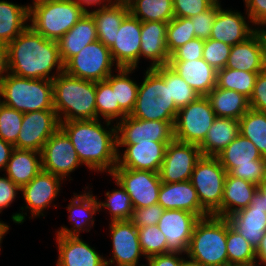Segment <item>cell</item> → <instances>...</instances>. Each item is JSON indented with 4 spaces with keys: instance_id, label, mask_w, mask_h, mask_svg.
Masks as SVG:
<instances>
[{
    "instance_id": "8c879c8a",
    "label": "cell",
    "mask_w": 266,
    "mask_h": 266,
    "mask_svg": "<svg viewBox=\"0 0 266 266\" xmlns=\"http://www.w3.org/2000/svg\"><path fill=\"white\" fill-rule=\"evenodd\" d=\"M1 97H2V89H1V85H0V108L3 105V101H1Z\"/></svg>"
},
{
    "instance_id": "4fadbf2b",
    "label": "cell",
    "mask_w": 266,
    "mask_h": 266,
    "mask_svg": "<svg viewBox=\"0 0 266 266\" xmlns=\"http://www.w3.org/2000/svg\"><path fill=\"white\" fill-rule=\"evenodd\" d=\"M115 124L117 145H134L139 142H172L175 122L148 121L127 115Z\"/></svg>"
},
{
    "instance_id": "753ad0ef",
    "label": "cell",
    "mask_w": 266,
    "mask_h": 266,
    "mask_svg": "<svg viewBox=\"0 0 266 266\" xmlns=\"http://www.w3.org/2000/svg\"><path fill=\"white\" fill-rule=\"evenodd\" d=\"M41 1H45V0H34L33 1V4L38 3V2H41Z\"/></svg>"
},
{
    "instance_id": "03108f58",
    "label": "cell",
    "mask_w": 266,
    "mask_h": 266,
    "mask_svg": "<svg viewBox=\"0 0 266 266\" xmlns=\"http://www.w3.org/2000/svg\"><path fill=\"white\" fill-rule=\"evenodd\" d=\"M182 266H203L199 262L193 261L191 259L186 260L185 258L183 259Z\"/></svg>"
},
{
    "instance_id": "ba28073f",
    "label": "cell",
    "mask_w": 266,
    "mask_h": 266,
    "mask_svg": "<svg viewBox=\"0 0 266 266\" xmlns=\"http://www.w3.org/2000/svg\"><path fill=\"white\" fill-rule=\"evenodd\" d=\"M216 158L231 176L258 185L266 176V160L256 146L239 134Z\"/></svg>"
},
{
    "instance_id": "8992f818",
    "label": "cell",
    "mask_w": 266,
    "mask_h": 266,
    "mask_svg": "<svg viewBox=\"0 0 266 266\" xmlns=\"http://www.w3.org/2000/svg\"><path fill=\"white\" fill-rule=\"evenodd\" d=\"M87 12L73 0H45L29 7V26L46 39L58 41Z\"/></svg>"
},
{
    "instance_id": "52a82bcc",
    "label": "cell",
    "mask_w": 266,
    "mask_h": 266,
    "mask_svg": "<svg viewBox=\"0 0 266 266\" xmlns=\"http://www.w3.org/2000/svg\"><path fill=\"white\" fill-rule=\"evenodd\" d=\"M130 116L148 121L175 122L178 109L170 97L169 85L153 68H147Z\"/></svg>"
},
{
    "instance_id": "2e32d148",
    "label": "cell",
    "mask_w": 266,
    "mask_h": 266,
    "mask_svg": "<svg viewBox=\"0 0 266 266\" xmlns=\"http://www.w3.org/2000/svg\"><path fill=\"white\" fill-rule=\"evenodd\" d=\"M41 162L42 170L59 176L63 180L82 165L70 138L61 128L43 146Z\"/></svg>"
},
{
    "instance_id": "603a6c76",
    "label": "cell",
    "mask_w": 266,
    "mask_h": 266,
    "mask_svg": "<svg viewBox=\"0 0 266 266\" xmlns=\"http://www.w3.org/2000/svg\"><path fill=\"white\" fill-rule=\"evenodd\" d=\"M262 195L257 191L253 201L227 217L230 225L238 231L256 250L266 232V212L261 206Z\"/></svg>"
},
{
    "instance_id": "7a4b0ae2",
    "label": "cell",
    "mask_w": 266,
    "mask_h": 266,
    "mask_svg": "<svg viewBox=\"0 0 266 266\" xmlns=\"http://www.w3.org/2000/svg\"><path fill=\"white\" fill-rule=\"evenodd\" d=\"M80 162L90 170L111 174L117 166V127L104 128L100 119L60 122Z\"/></svg>"
},
{
    "instance_id": "30bf717a",
    "label": "cell",
    "mask_w": 266,
    "mask_h": 266,
    "mask_svg": "<svg viewBox=\"0 0 266 266\" xmlns=\"http://www.w3.org/2000/svg\"><path fill=\"white\" fill-rule=\"evenodd\" d=\"M215 118L207 97L198 96L192 103L178 110L174 124L175 140L200 146Z\"/></svg>"
},
{
    "instance_id": "e0dca14e",
    "label": "cell",
    "mask_w": 266,
    "mask_h": 266,
    "mask_svg": "<svg viewBox=\"0 0 266 266\" xmlns=\"http://www.w3.org/2000/svg\"><path fill=\"white\" fill-rule=\"evenodd\" d=\"M109 229L112 237V258H105L106 266H138L140 256H144L137 227L131 220L111 221ZM116 261V262H115Z\"/></svg>"
},
{
    "instance_id": "816d5d0a",
    "label": "cell",
    "mask_w": 266,
    "mask_h": 266,
    "mask_svg": "<svg viewBox=\"0 0 266 266\" xmlns=\"http://www.w3.org/2000/svg\"><path fill=\"white\" fill-rule=\"evenodd\" d=\"M212 6L209 0H173L174 17L190 18Z\"/></svg>"
},
{
    "instance_id": "f907efd6",
    "label": "cell",
    "mask_w": 266,
    "mask_h": 266,
    "mask_svg": "<svg viewBox=\"0 0 266 266\" xmlns=\"http://www.w3.org/2000/svg\"><path fill=\"white\" fill-rule=\"evenodd\" d=\"M164 209L158 204L134 209L131 221L137 228L158 225Z\"/></svg>"
},
{
    "instance_id": "83f0119b",
    "label": "cell",
    "mask_w": 266,
    "mask_h": 266,
    "mask_svg": "<svg viewBox=\"0 0 266 266\" xmlns=\"http://www.w3.org/2000/svg\"><path fill=\"white\" fill-rule=\"evenodd\" d=\"M168 65L198 96H206L216 87L217 71L203 58L194 61H169Z\"/></svg>"
},
{
    "instance_id": "8fae6325",
    "label": "cell",
    "mask_w": 266,
    "mask_h": 266,
    "mask_svg": "<svg viewBox=\"0 0 266 266\" xmlns=\"http://www.w3.org/2000/svg\"><path fill=\"white\" fill-rule=\"evenodd\" d=\"M113 63L110 49L97 40L73 56L64 65V71L71 76L97 82L106 80L112 74Z\"/></svg>"
},
{
    "instance_id": "4316f807",
    "label": "cell",
    "mask_w": 266,
    "mask_h": 266,
    "mask_svg": "<svg viewBox=\"0 0 266 266\" xmlns=\"http://www.w3.org/2000/svg\"><path fill=\"white\" fill-rule=\"evenodd\" d=\"M167 24L160 21L142 22L140 58L152 61L149 68L168 65L170 54L166 46Z\"/></svg>"
},
{
    "instance_id": "2644e50d",
    "label": "cell",
    "mask_w": 266,
    "mask_h": 266,
    "mask_svg": "<svg viewBox=\"0 0 266 266\" xmlns=\"http://www.w3.org/2000/svg\"><path fill=\"white\" fill-rule=\"evenodd\" d=\"M225 266H257V265H239V264H228Z\"/></svg>"
},
{
    "instance_id": "f6af8a7d",
    "label": "cell",
    "mask_w": 266,
    "mask_h": 266,
    "mask_svg": "<svg viewBox=\"0 0 266 266\" xmlns=\"http://www.w3.org/2000/svg\"><path fill=\"white\" fill-rule=\"evenodd\" d=\"M196 38L190 18L174 17L167 24L166 46L171 55L176 49Z\"/></svg>"
},
{
    "instance_id": "11a10c76",
    "label": "cell",
    "mask_w": 266,
    "mask_h": 266,
    "mask_svg": "<svg viewBox=\"0 0 266 266\" xmlns=\"http://www.w3.org/2000/svg\"><path fill=\"white\" fill-rule=\"evenodd\" d=\"M250 23L266 27V0H244Z\"/></svg>"
},
{
    "instance_id": "db71d44e",
    "label": "cell",
    "mask_w": 266,
    "mask_h": 266,
    "mask_svg": "<svg viewBox=\"0 0 266 266\" xmlns=\"http://www.w3.org/2000/svg\"><path fill=\"white\" fill-rule=\"evenodd\" d=\"M248 100L250 109L266 113V69L259 72Z\"/></svg>"
},
{
    "instance_id": "9a60e30c",
    "label": "cell",
    "mask_w": 266,
    "mask_h": 266,
    "mask_svg": "<svg viewBox=\"0 0 266 266\" xmlns=\"http://www.w3.org/2000/svg\"><path fill=\"white\" fill-rule=\"evenodd\" d=\"M201 157L199 146L174 139L166 147L159 171L161 182L177 183L190 180L195 164Z\"/></svg>"
},
{
    "instance_id": "91938a15",
    "label": "cell",
    "mask_w": 266,
    "mask_h": 266,
    "mask_svg": "<svg viewBox=\"0 0 266 266\" xmlns=\"http://www.w3.org/2000/svg\"><path fill=\"white\" fill-rule=\"evenodd\" d=\"M73 1H75L81 7L85 8L87 11H89V10L85 7V5L86 6H92L94 4L95 5L102 4V5H100L101 7H106V6L112 5V4H114L116 2V0H107V1L106 0H73Z\"/></svg>"
},
{
    "instance_id": "6da1fadb",
    "label": "cell",
    "mask_w": 266,
    "mask_h": 266,
    "mask_svg": "<svg viewBox=\"0 0 266 266\" xmlns=\"http://www.w3.org/2000/svg\"><path fill=\"white\" fill-rule=\"evenodd\" d=\"M54 67L57 71L50 76ZM5 71L19 77L53 80L64 71L57 41L46 39L28 26L7 44Z\"/></svg>"
},
{
    "instance_id": "836d02e7",
    "label": "cell",
    "mask_w": 266,
    "mask_h": 266,
    "mask_svg": "<svg viewBox=\"0 0 266 266\" xmlns=\"http://www.w3.org/2000/svg\"><path fill=\"white\" fill-rule=\"evenodd\" d=\"M239 120L216 117L199 146L202 156L216 157L239 135Z\"/></svg>"
},
{
    "instance_id": "ab89813d",
    "label": "cell",
    "mask_w": 266,
    "mask_h": 266,
    "mask_svg": "<svg viewBox=\"0 0 266 266\" xmlns=\"http://www.w3.org/2000/svg\"><path fill=\"white\" fill-rule=\"evenodd\" d=\"M226 249L229 264L257 265L256 249L230 225L228 219Z\"/></svg>"
},
{
    "instance_id": "d590c367",
    "label": "cell",
    "mask_w": 266,
    "mask_h": 266,
    "mask_svg": "<svg viewBox=\"0 0 266 266\" xmlns=\"http://www.w3.org/2000/svg\"><path fill=\"white\" fill-rule=\"evenodd\" d=\"M30 6L0 0V41L9 44L29 26Z\"/></svg>"
},
{
    "instance_id": "74e56055",
    "label": "cell",
    "mask_w": 266,
    "mask_h": 266,
    "mask_svg": "<svg viewBox=\"0 0 266 266\" xmlns=\"http://www.w3.org/2000/svg\"><path fill=\"white\" fill-rule=\"evenodd\" d=\"M135 68H118V74L113 73L106 79L115 91L116 102L119 107L130 115L137 99L138 84L131 80L129 75Z\"/></svg>"
},
{
    "instance_id": "5b68a950",
    "label": "cell",
    "mask_w": 266,
    "mask_h": 266,
    "mask_svg": "<svg viewBox=\"0 0 266 266\" xmlns=\"http://www.w3.org/2000/svg\"><path fill=\"white\" fill-rule=\"evenodd\" d=\"M226 239L227 218L214 215L200 218L194 226L186 256L203 266L228 265Z\"/></svg>"
},
{
    "instance_id": "f546056e",
    "label": "cell",
    "mask_w": 266,
    "mask_h": 266,
    "mask_svg": "<svg viewBox=\"0 0 266 266\" xmlns=\"http://www.w3.org/2000/svg\"><path fill=\"white\" fill-rule=\"evenodd\" d=\"M91 193L89 191L87 193L85 191L81 195L74 193L75 197L72 198L67 207L70 213L68 218L72 222L73 227L69 229L63 226L57 231V235L80 236V231H90L88 227H93L95 221L93 215L96 214V211L100 212L97 198Z\"/></svg>"
},
{
    "instance_id": "3957f363",
    "label": "cell",
    "mask_w": 266,
    "mask_h": 266,
    "mask_svg": "<svg viewBox=\"0 0 266 266\" xmlns=\"http://www.w3.org/2000/svg\"><path fill=\"white\" fill-rule=\"evenodd\" d=\"M53 106L59 122L96 119V82L65 71L53 80Z\"/></svg>"
},
{
    "instance_id": "7402d4cb",
    "label": "cell",
    "mask_w": 266,
    "mask_h": 266,
    "mask_svg": "<svg viewBox=\"0 0 266 266\" xmlns=\"http://www.w3.org/2000/svg\"><path fill=\"white\" fill-rule=\"evenodd\" d=\"M225 68L259 73L266 69V43L260 29L233 45Z\"/></svg>"
},
{
    "instance_id": "ee69618b",
    "label": "cell",
    "mask_w": 266,
    "mask_h": 266,
    "mask_svg": "<svg viewBox=\"0 0 266 266\" xmlns=\"http://www.w3.org/2000/svg\"><path fill=\"white\" fill-rule=\"evenodd\" d=\"M114 181L120 189L107 191L105 194L107 200L98 201L99 209L107 208L111 214V221L131 220L134 208L130 196L115 179Z\"/></svg>"
},
{
    "instance_id": "ffe728a7",
    "label": "cell",
    "mask_w": 266,
    "mask_h": 266,
    "mask_svg": "<svg viewBox=\"0 0 266 266\" xmlns=\"http://www.w3.org/2000/svg\"><path fill=\"white\" fill-rule=\"evenodd\" d=\"M170 142H139L134 145H117L125 147L123 155L118 152L117 166L131 170L152 171L159 173L164 161L166 147ZM121 155V156H120Z\"/></svg>"
},
{
    "instance_id": "f5cc1de1",
    "label": "cell",
    "mask_w": 266,
    "mask_h": 266,
    "mask_svg": "<svg viewBox=\"0 0 266 266\" xmlns=\"http://www.w3.org/2000/svg\"><path fill=\"white\" fill-rule=\"evenodd\" d=\"M204 40L194 38L176 49L169 61H194L203 58Z\"/></svg>"
},
{
    "instance_id": "7bdbcfd3",
    "label": "cell",
    "mask_w": 266,
    "mask_h": 266,
    "mask_svg": "<svg viewBox=\"0 0 266 266\" xmlns=\"http://www.w3.org/2000/svg\"><path fill=\"white\" fill-rule=\"evenodd\" d=\"M258 74L237 69L222 68L217 71L216 86L222 89L237 91L249 99Z\"/></svg>"
},
{
    "instance_id": "680465c9",
    "label": "cell",
    "mask_w": 266,
    "mask_h": 266,
    "mask_svg": "<svg viewBox=\"0 0 266 266\" xmlns=\"http://www.w3.org/2000/svg\"><path fill=\"white\" fill-rule=\"evenodd\" d=\"M14 145L0 139V169L5 170L6 165L11 157Z\"/></svg>"
},
{
    "instance_id": "c3c4849f",
    "label": "cell",
    "mask_w": 266,
    "mask_h": 266,
    "mask_svg": "<svg viewBox=\"0 0 266 266\" xmlns=\"http://www.w3.org/2000/svg\"><path fill=\"white\" fill-rule=\"evenodd\" d=\"M231 45L209 38L204 41L203 60L216 71L225 68L231 50Z\"/></svg>"
},
{
    "instance_id": "d6a6232c",
    "label": "cell",
    "mask_w": 266,
    "mask_h": 266,
    "mask_svg": "<svg viewBox=\"0 0 266 266\" xmlns=\"http://www.w3.org/2000/svg\"><path fill=\"white\" fill-rule=\"evenodd\" d=\"M41 170V152L14 149L4 171L21 188L32 181Z\"/></svg>"
},
{
    "instance_id": "4dcf8cb0",
    "label": "cell",
    "mask_w": 266,
    "mask_h": 266,
    "mask_svg": "<svg viewBox=\"0 0 266 266\" xmlns=\"http://www.w3.org/2000/svg\"><path fill=\"white\" fill-rule=\"evenodd\" d=\"M257 192V185L227 173L221 203V217L227 218L247 208Z\"/></svg>"
},
{
    "instance_id": "7c38bea8",
    "label": "cell",
    "mask_w": 266,
    "mask_h": 266,
    "mask_svg": "<svg viewBox=\"0 0 266 266\" xmlns=\"http://www.w3.org/2000/svg\"><path fill=\"white\" fill-rule=\"evenodd\" d=\"M110 176L125 189L134 209L158 203L159 189L162 184L159 173L114 168Z\"/></svg>"
},
{
    "instance_id": "6f0895ef",
    "label": "cell",
    "mask_w": 266,
    "mask_h": 266,
    "mask_svg": "<svg viewBox=\"0 0 266 266\" xmlns=\"http://www.w3.org/2000/svg\"><path fill=\"white\" fill-rule=\"evenodd\" d=\"M182 253L169 252L160 255H154L147 258L146 262L148 266H182L183 259L179 257Z\"/></svg>"
},
{
    "instance_id": "be15d7a7",
    "label": "cell",
    "mask_w": 266,
    "mask_h": 266,
    "mask_svg": "<svg viewBox=\"0 0 266 266\" xmlns=\"http://www.w3.org/2000/svg\"><path fill=\"white\" fill-rule=\"evenodd\" d=\"M257 191L262 195L261 206L265 209V212H266V176L257 185Z\"/></svg>"
},
{
    "instance_id": "b9f144b4",
    "label": "cell",
    "mask_w": 266,
    "mask_h": 266,
    "mask_svg": "<svg viewBox=\"0 0 266 266\" xmlns=\"http://www.w3.org/2000/svg\"><path fill=\"white\" fill-rule=\"evenodd\" d=\"M154 69L164 78L165 84L169 85L170 97L178 110L198 97V94L169 65Z\"/></svg>"
},
{
    "instance_id": "5bb4252c",
    "label": "cell",
    "mask_w": 266,
    "mask_h": 266,
    "mask_svg": "<svg viewBox=\"0 0 266 266\" xmlns=\"http://www.w3.org/2000/svg\"><path fill=\"white\" fill-rule=\"evenodd\" d=\"M60 128L55 110L24 113L15 149L41 152L47 140Z\"/></svg>"
},
{
    "instance_id": "f1b7e54d",
    "label": "cell",
    "mask_w": 266,
    "mask_h": 266,
    "mask_svg": "<svg viewBox=\"0 0 266 266\" xmlns=\"http://www.w3.org/2000/svg\"><path fill=\"white\" fill-rule=\"evenodd\" d=\"M97 40L95 20L92 15L87 12L57 41L59 56L63 65L73 56L77 55L85 46Z\"/></svg>"
},
{
    "instance_id": "94428289",
    "label": "cell",
    "mask_w": 266,
    "mask_h": 266,
    "mask_svg": "<svg viewBox=\"0 0 266 266\" xmlns=\"http://www.w3.org/2000/svg\"><path fill=\"white\" fill-rule=\"evenodd\" d=\"M256 254H257V259H259L258 261L261 262L257 266H259L262 263L266 266V232L263 235L261 244L256 250Z\"/></svg>"
},
{
    "instance_id": "a7ac6f4b",
    "label": "cell",
    "mask_w": 266,
    "mask_h": 266,
    "mask_svg": "<svg viewBox=\"0 0 266 266\" xmlns=\"http://www.w3.org/2000/svg\"><path fill=\"white\" fill-rule=\"evenodd\" d=\"M211 3H212V5H218V6H221V4H220V0H209Z\"/></svg>"
},
{
    "instance_id": "f35d334b",
    "label": "cell",
    "mask_w": 266,
    "mask_h": 266,
    "mask_svg": "<svg viewBox=\"0 0 266 266\" xmlns=\"http://www.w3.org/2000/svg\"><path fill=\"white\" fill-rule=\"evenodd\" d=\"M239 134L248 138L266 160V113L249 109L239 119Z\"/></svg>"
},
{
    "instance_id": "d4e9b609",
    "label": "cell",
    "mask_w": 266,
    "mask_h": 266,
    "mask_svg": "<svg viewBox=\"0 0 266 266\" xmlns=\"http://www.w3.org/2000/svg\"><path fill=\"white\" fill-rule=\"evenodd\" d=\"M56 240L57 266H106L104 257L79 236L57 235Z\"/></svg>"
},
{
    "instance_id": "ac0fdd59",
    "label": "cell",
    "mask_w": 266,
    "mask_h": 266,
    "mask_svg": "<svg viewBox=\"0 0 266 266\" xmlns=\"http://www.w3.org/2000/svg\"><path fill=\"white\" fill-rule=\"evenodd\" d=\"M142 22L130 13L123 19L115 44L110 48L115 70L118 68H137L140 60Z\"/></svg>"
},
{
    "instance_id": "89a4df30",
    "label": "cell",
    "mask_w": 266,
    "mask_h": 266,
    "mask_svg": "<svg viewBox=\"0 0 266 266\" xmlns=\"http://www.w3.org/2000/svg\"><path fill=\"white\" fill-rule=\"evenodd\" d=\"M116 1L128 5L132 0H116Z\"/></svg>"
},
{
    "instance_id": "277c9868",
    "label": "cell",
    "mask_w": 266,
    "mask_h": 266,
    "mask_svg": "<svg viewBox=\"0 0 266 266\" xmlns=\"http://www.w3.org/2000/svg\"><path fill=\"white\" fill-rule=\"evenodd\" d=\"M0 85L6 106L22 113L54 110L52 80L19 77L4 71L0 74Z\"/></svg>"
},
{
    "instance_id": "e575fe53",
    "label": "cell",
    "mask_w": 266,
    "mask_h": 266,
    "mask_svg": "<svg viewBox=\"0 0 266 266\" xmlns=\"http://www.w3.org/2000/svg\"><path fill=\"white\" fill-rule=\"evenodd\" d=\"M206 97L216 117L239 120L250 109L248 98L234 90L216 86Z\"/></svg>"
},
{
    "instance_id": "9c48e42d",
    "label": "cell",
    "mask_w": 266,
    "mask_h": 266,
    "mask_svg": "<svg viewBox=\"0 0 266 266\" xmlns=\"http://www.w3.org/2000/svg\"><path fill=\"white\" fill-rule=\"evenodd\" d=\"M226 176V170L216 157L202 156L195 164L190 182L197 192L200 205L210 215L221 217Z\"/></svg>"
},
{
    "instance_id": "d6986e66",
    "label": "cell",
    "mask_w": 266,
    "mask_h": 266,
    "mask_svg": "<svg viewBox=\"0 0 266 266\" xmlns=\"http://www.w3.org/2000/svg\"><path fill=\"white\" fill-rule=\"evenodd\" d=\"M199 219L197 215L185 210H164L158 227L166 237L168 253L187 254L194 226Z\"/></svg>"
},
{
    "instance_id": "7dc6e473",
    "label": "cell",
    "mask_w": 266,
    "mask_h": 266,
    "mask_svg": "<svg viewBox=\"0 0 266 266\" xmlns=\"http://www.w3.org/2000/svg\"><path fill=\"white\" fill-rule=\"evenodd\" d=\"M24 113L9 106L0 108V139L15 144L21 130Z\"/></svg>"
},
{
    "instance_id": "6125c7cd",
    "label": "cell",
    "mask_w": 266,
    "mask_h": 266,
    "mask_svg": "<svg viewBox=\"0 0 266 266\" xmlns=\"http://www.w3.org/2000/svg\"><path fill=\"white\" fill-rule=\"evenodd\" d=\"M7 45L0 41V74L5 71Z\"/></svg>"
},
{
    "instance_id": "60d3db41",
    "label": "cell",
    "mask_w": 266,
    "mask_h": 266,
    "mask_svg": "<svg viewBox=\"0 0 266 266\" xmlns=\"http://www.w3.org/2000/svg\"><path fill=\"white\" fill-rule=\"evenodd\" d=\"M100 116L105 119L107 128L113 120L118 118L121 121L127 116L116 102L115 91L106 80L96 82V119Z\"/></svg>"
},
{
    "instance_id": "8d00e7d4",
    "label": "cell",
    "mask_w": 266,
    "mask_h": 266,
    "mask_svg": "<svg viewBox=\"0 0 266 266\" xmlns=\"http://www.w3.org/2000/svg\"><path fill=\"white\" fill-rule=\"evenodd\" d=\"M128 8L129 13L141 22L168 23L174 18L173 0H132Z\"/></svg>"
},
{
    "instance_id": "e7e4bbea",
    "label": "cell",
    "mask_w": 266,
    "mask_h": 266,
    "mask_svg": "<svg viewBox=\"0 0 266 266\" xmlns=\"http://www.w3.org/2000/svg\"><path fill=\"white\" fill-rule=\"evenodd\" d=\"M9 226L7 224H5L4 222H0V244L2 242L3 237L5 236V234H7L8 230H9ZM1 247V245H0ZM1 250V248H0Z\"/></svg>"
},
{
    "instance_id": "484cf974",
    "label": "cell",
    "mask_w": 266,
    "mask_h": 266,
    "mask_svg": "<svg viewBox=\"0 0 266 266\" xmlns=\"http://www.w3.org/2000/svg\"><path fill=\"white\" fill-rule=\"evenodd\" d=\"M240 12L225 10L218 6L210 38L231 46L245 41L256 30L249 26Z\"/></svg>"
},
{
    "instance_id": "1f68e13d",
    "label": "cell",
    "mask_w": 266,
    "mask_h": 266,
    "mask_svg": "<svg viewBox=\"0 0 266 266\" xmlns=\"http://www.w3.org/2000/svg\"><path fill=\"white\" fill-rule=\"evenodd\" d=\"M88 12L95 20L98 40L110 49L115 44V35L123 19L129 14L128 5L116 1L112 5Z\"/></svg>"
},
{
    "instance_id": "44dd1931",
    "label": "cell",
    "mask_w": 266,
    "mask_h": 266,
    "mask_svg": "<svg viewBox=\"0 0 266 266\" xmlns=\"http://www.w3.org/2000/svg\"><path fill=\"white\" fill-rule=\"evenodd\" d=\"M62 180L59 176L41 170L32 181L21 187L27 205L20 209H30L32 216L29 218L44 216L43 211L58 196Z\"/></svg>"
},
{
    "instance_id": "bcb514c9",
    "label": "cell",
    "mask_w": 266,
    "mask_h": 266,
    "mask_svg": "<svg viewBox=\"0 0 266 266\" xmlns=\"http://www.w3.org/2000/svg\"><path fill=\"white\" fill-rule=\"evenodd\" d=\"M144 258L168 253L167 240L158 225L137 228Z\"/></svg>"
},
{
    "instance_id": "9f6ffc18",
    "label": "cell",
    "mask_w": 266,
    "mask_h": 266,
    "mask_svg": "<svg viewBox=\"0 0 266 266\" xmlns=\"http://www.w3.org/2000/svg\"><path fill=\"white\" fill-rule=\"evenodd\" d=\"M18 191H21L18 185L13 183L7 176H0V213L11 205Z\"/></svg>"
},
{
    "instance_id": "003e7915",
    "label": "cell",
    "mask_w": 266,
    "mask_h": 266,
    "mask_svg": "<svg viewBox=\"0 0 266 266\" xmlns=\"http://www.w3.org/2000/svg\"><path fill=\"white\" fill-rule=\"evenodd\" d=\"M260 31L262 32L264 39H265V43H266V28L262 27V28H260Z\"/></svg>"
},
{
    "instance_id": "681fc988",
    "label": "cell",
    "mask_w": 266,
    "mask_h": 266,
    "mask_svg": "<svg viewBox=\"0 0 266 266\" xmlns=\"http://www.w3.org/2000/svg\"><path fill=\"white\" fill-rule=\"evenodd\" d=\"M217 12L218 5H212L208 10L190 17L196 38L204 41L210 38Z\"/></svg>"
},
{
    "instance_id": "cb8c5ba5",
    "label": "cell",
    "mask_w": 266,
    "mask_h": 266,
    "mask_svg": "<svg viewBox=\"0 0 266 266\" xmlns=\"http://www.w3.org/2000/svg\"><path fill=\"white\" fill-rule=\"evenodd\" d=\"M158 204L164 210H185L204 218L210 214L200 205L197 192L190 180L177 183H162Z\"/></svg>"
}]
</instances>
